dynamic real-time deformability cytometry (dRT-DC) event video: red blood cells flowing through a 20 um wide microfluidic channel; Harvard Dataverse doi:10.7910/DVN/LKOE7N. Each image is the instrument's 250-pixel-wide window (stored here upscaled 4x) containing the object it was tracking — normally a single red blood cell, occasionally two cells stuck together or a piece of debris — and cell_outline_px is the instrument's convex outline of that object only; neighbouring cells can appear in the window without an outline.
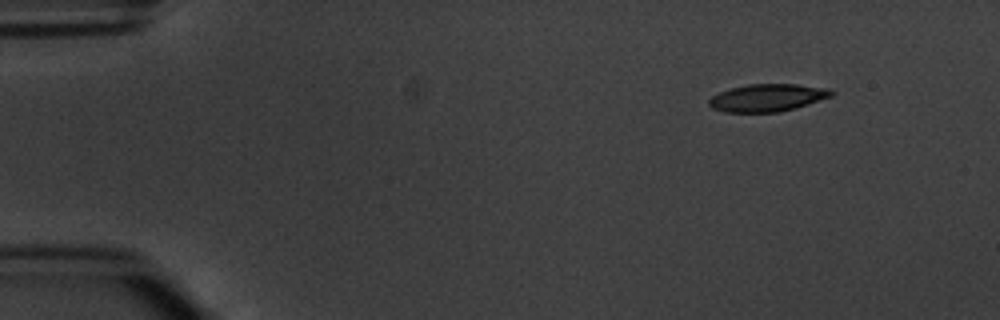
{"species": "common noctule bat (a hibernating species)", "species_latin": "Nyctalus noctula", "temperature_condition": "warm", "stored_images_in_passage": 6, "segment_of_instrument_passage": [2, 2], "camera_frame_rate_fps": 3000, "um_per_image_px": 0.085, "animal": {"sex": "male", "body_mass_g": 20.1, "forearm_length_mm": 53.5}, "frame": {"image": 1, "passage_image": 6, "time_ms": 6.667, "image_size_px": [1000, 320], "cell_outline_px": [[836, 92], [832, 96], [796, 108], [780, 112], [724, 112], [712, 108], [708, 104], [708, 100], [712, 96], [720, 92], [732, 88], [748, 84], [796, 84], [828, 88]], "centroid_in_image_um": [65.25, 8.31], "position_along_channel_um": 19.8, "area_um2": 19.65}}